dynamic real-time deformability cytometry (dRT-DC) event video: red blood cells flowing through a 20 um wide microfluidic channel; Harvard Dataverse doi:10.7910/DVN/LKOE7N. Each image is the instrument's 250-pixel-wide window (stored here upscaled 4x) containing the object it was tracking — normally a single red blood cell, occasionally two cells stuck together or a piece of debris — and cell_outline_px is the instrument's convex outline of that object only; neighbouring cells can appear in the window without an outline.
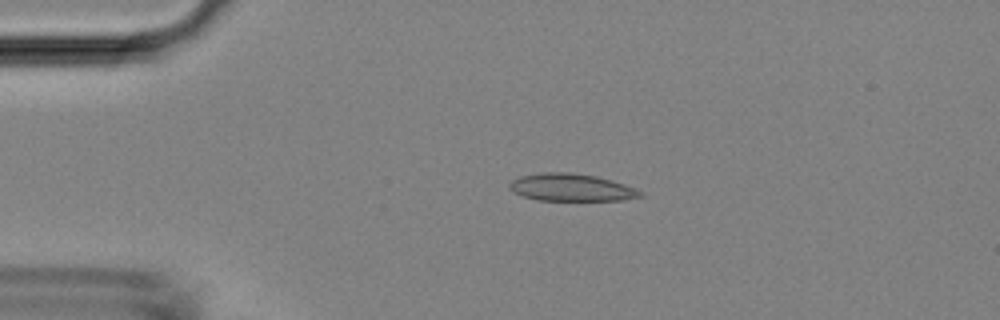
{"species": "Egyptian fruit bat (a non-hibernating species)", "species_latin": "Rousettus aegyptiacus", "temperature_condition": "room temperature", "stored_images_in_passage": 10, "camera_frame_rate_fps": 3000, "um_per_image_px": 0.085, "animal": {"sex": "female"}, "frame": {"image": 1, "passage_image": 2, "time_ms": 0.333, "image_size_px": [1000, 320], "cell_outline_px": [[644, 196], [624, 200], [536, 200], [524, 196], [508, 188], [508, 184], [512, 180], [520, 176], [540, 172], [572, 172], [596, 176], [612, 180], [624, 184], [644, 192]], "centroid_in_image_um": [48.57, 15.93], "position_along_channel_um": 36.4, "area_um2": 20.98}}